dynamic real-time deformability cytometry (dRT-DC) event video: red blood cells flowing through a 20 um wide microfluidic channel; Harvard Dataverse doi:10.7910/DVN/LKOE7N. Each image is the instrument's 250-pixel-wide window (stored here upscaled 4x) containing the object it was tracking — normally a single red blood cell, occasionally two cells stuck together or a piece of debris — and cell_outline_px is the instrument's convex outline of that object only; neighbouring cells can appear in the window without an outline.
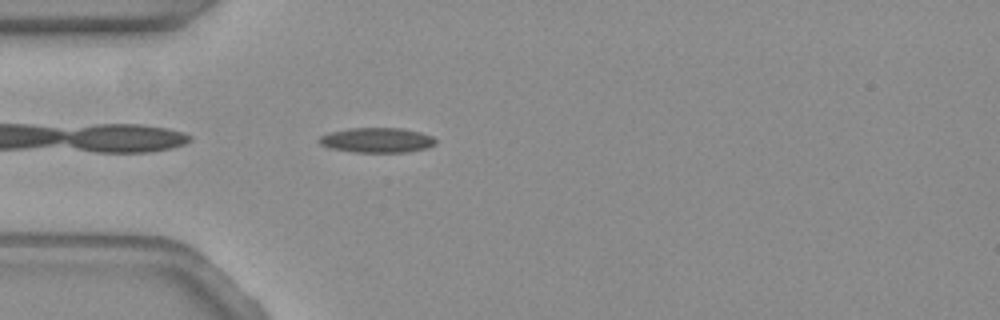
{"species": "common noctule bat (a hibernating species)", "species_latin": "Nyctalus noctula", "temperature_condition": "warm", "stored_images_in_passage": 41, "camera_frame_rate_fps": 3000, "um_per_image_px": 0.085, "animal": {"sex": "female", "body_mass_g": 19.3, "forearm_length_mm": 54.1}, "frame": {"image": 1, "passage_image": 2, "time_ms": 0.333, "image_size_px": [1000, 320], "cell_outline_px": [[436, 144], [428, 148], [408, 152], [352, 152], [328, 148], [320, 144], [316, 140], [320, 136], [328, 132], [348, 128], [400, 128], [420, 132], [432, 136], [436, 140]], "centroid_in_image_um": [32.01, 11.91], "position_along_channel_um": 53.0, "area_um2": 17.17}}
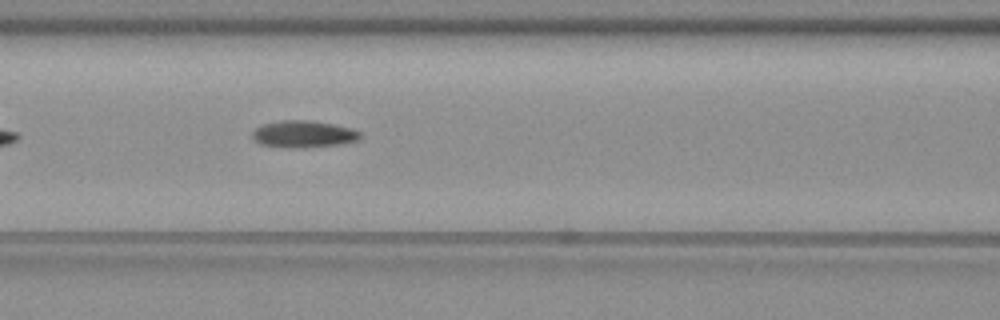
{"frame": {"image": 2, "passage_image": 10, "time_ms": 3.0, "image_size_px": [1000, 320], "cell_outline_px": [[360, 140], [344, 144], [300, 148], [288, 148], [260, 144], [252, 136], [252, 132], [256, 128], [264, 124], [280, 120], [312, 120], [352, 128], [360, 132]], "centroid_in_image_um": [25.83, 11.4], "position_along_channel_um": 140.8, "area_um2": 17.05}}
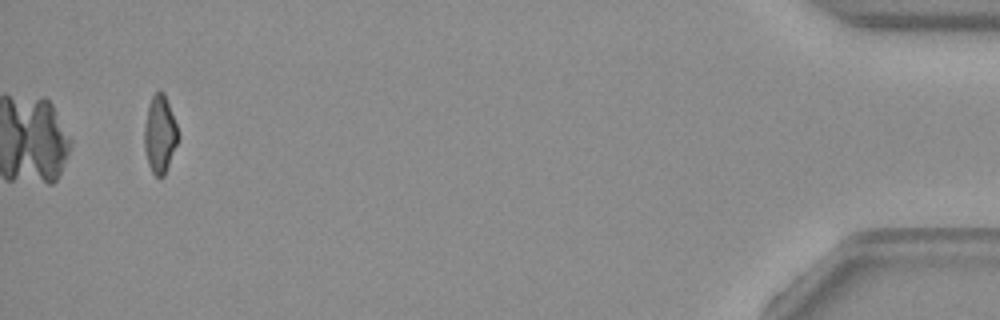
{"frame": {"image": 3, "passage_image": 41, "time_ms": 13.333, "image_size_px": [1000, 320], "cell_outline_px": [[180, 136], [164, 176], [156, 176], [152, 172], [148, 164], [144, 148], [144, 128], [148, 108], [152, 96], [160, 88], [164, 92], [176, 124]], "centroid_in_image_um": [13.59, 11.4], "position_along_channel_um": 421.6, "area_um2": 15.2}, "authors_computed_cell_mechanics": {"area_um2": 16.8198, "velocity_mm_per_s": 3.544, "shape_relaxation_time_tau1_ms": 6.6765, "shape_relaxation_time_tau2_ms": 2.4011, "deformation_change_tau1": 0.1783, "deformation_change_tau2": 0.0888}}